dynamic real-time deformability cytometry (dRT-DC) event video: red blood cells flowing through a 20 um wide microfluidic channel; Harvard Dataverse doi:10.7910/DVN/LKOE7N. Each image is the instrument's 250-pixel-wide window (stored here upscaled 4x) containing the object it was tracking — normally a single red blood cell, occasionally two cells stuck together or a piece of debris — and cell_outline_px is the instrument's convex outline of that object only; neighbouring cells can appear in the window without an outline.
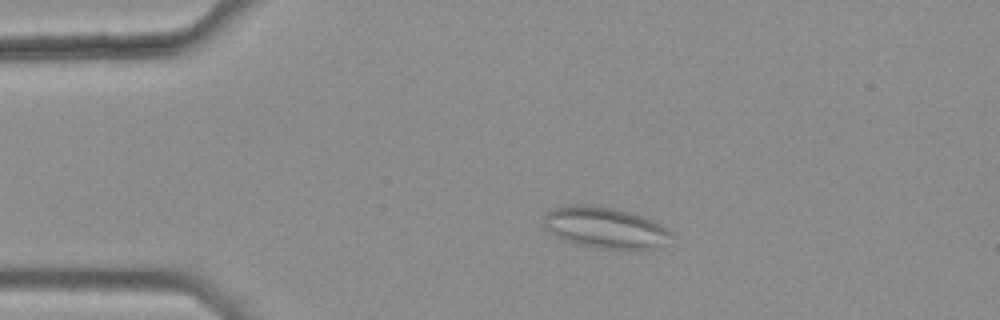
{"species": "common noctule bat (a hibernating species)", "species_latin": "Nyctalus noctula", "temperature_condition": "warm", "stored_images_in_passage": 44, "camera_frame_rate_fps": 3000, "um_per_image_px": 0.085, "animal": {"sex": "female", "body_mass_g": 25.1}, "frame": {"image": 1, "passage_image": 10, "time_ms": 3.0, "image_size_px": [1000, 320], "cell_outline_px": [[672, 232], [652, 248], [628, 252], [596, 248], [564, 240], [556, 236], [544, 228], [544, 216], [548, 212], [556, 208], [572, 204], [588, 204], [612, 208], [632, 212], [652, 220]], "centroid_in_image_um": [51.37, 19.36], "position_along_channel_um": 33.6, "area_um2": 30.46}}
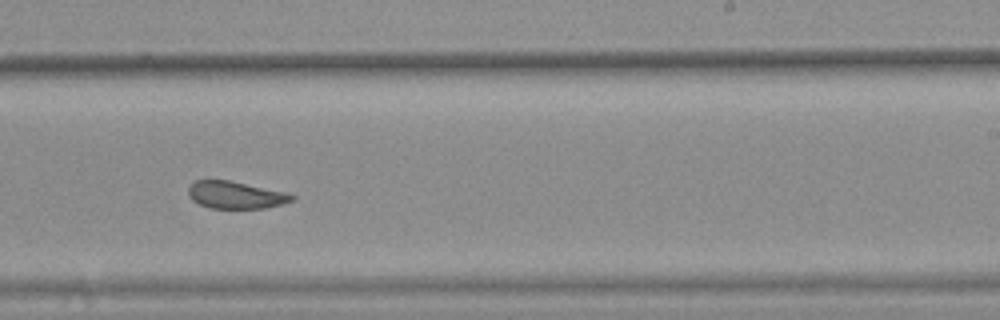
{"frame": {"image": 2, "passage_image": 32, "time_ms": 10.333, "image_size_px": [1000, 320], "cell_outline_px": [[296, 196], [292, 200], [284, 204], [264, 208], [208, 208], [192, 200], [188, 196], [188, 188], [196, 180], [228, 180], [284, 192]], "centroid_in_image_um": [20.0, 16.58], "position_along_channel_um": 269.0, "area_um2": 16.3}}
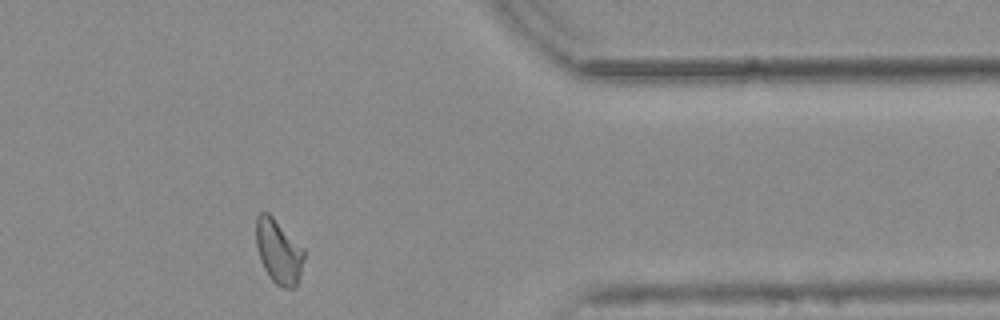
{"frame": {"image": 3, "passage_image": 43, "time_ms": 14.0, "image_size_px": [1000, 320], "cell_outline_px": [[304, 256], [300, 276], [296, 284], [292, 288], [280, 288], [268, 276], [260, 260], [256, 244], [256, 216], [260, 212], [268, 212], [304, 248]], "centroid_in_image_um": [23.67, 21.38], "position_along_channel_um": 387.7, "area_um2": 17.98}, "authors_computed_cell_mechanics": {"area_um2": 18.1781, "velocity_mm_per_s": 3.7613, "shape_relaxation_time_tau1_ms": null, "shape_relaxation_time_tau2_ms": 1.4739, "deformation_change_tau1": null, "deformation_change_tau2": 0.0806}}